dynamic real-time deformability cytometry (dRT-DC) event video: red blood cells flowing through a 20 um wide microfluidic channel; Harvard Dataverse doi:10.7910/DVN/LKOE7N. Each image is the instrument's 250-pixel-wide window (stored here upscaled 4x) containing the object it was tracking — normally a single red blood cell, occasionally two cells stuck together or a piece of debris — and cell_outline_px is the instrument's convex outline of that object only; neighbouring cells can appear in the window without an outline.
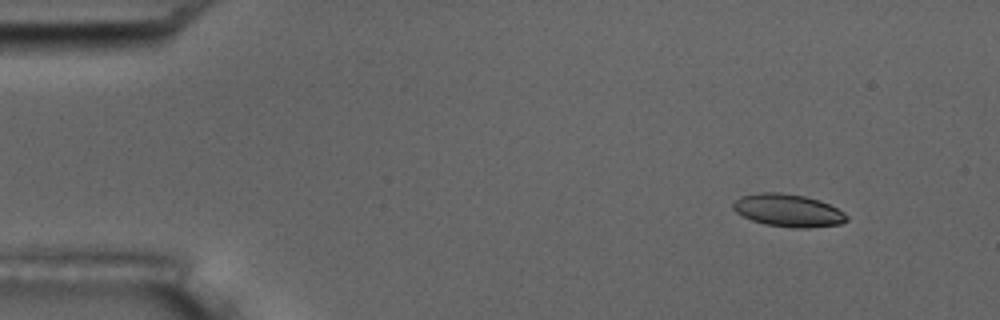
{"species": "common noctule bat (a hibernating species)", "species_latin": "Nyctalus noctula", "temperature_condition": "room temperature", "stored_images_in_passage": 4, "camera_frame_rate_fps": 3000, "um_per_image_px": 0.085, "animal": {"sex": "male", "body_mass_g": 17.5, "forearm_length_mm": 52.3}, "frame": {"image": 1, "passage_image": 1, "time_ms": 0.0, "image_size_px": [1000, 320], "cell_outline_px": [[848, 220], [840, 224], [808, 228], [796, 228], [764, 224], [752, 220], [736, 212], [732, 208], [732, 204], [740, 196], [760, 192], [780, 192], [804, 196], [820, 200], [844, 212], [848, 216]], "centroid_in_image_um": [66.99, 17.88], "position_along_channel_um": 18.0, "area_um2": 21.62}}
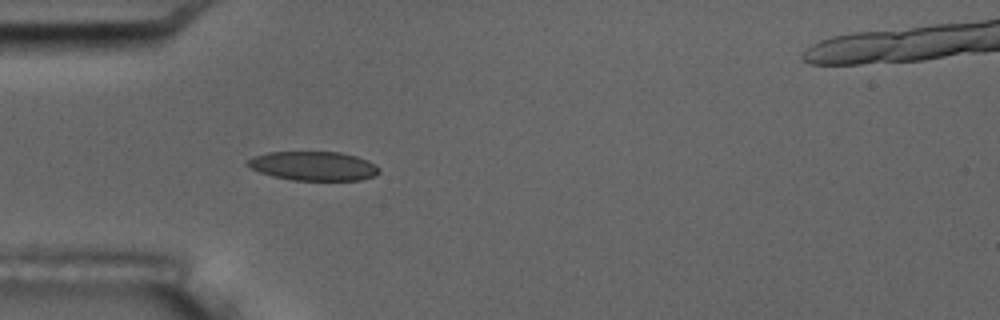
{"frame": {"image": 2, "passage_image": 4, "time_ms": 3.667, "image_size_px": [1000, 320], "cell_outline_px": [[380, 172], [376, 176], [360, 180], [292, 180], [272, 176], [260, 172], [244, 164], [252, 156], [268, 152], [340, 152], [356, 156], [368, 160], [376, 164], [380, 168]], "centroid_in_image_um": [26.67, 14.11], "position_along_channel_um": 58.3, "area_um2": 22.48}}